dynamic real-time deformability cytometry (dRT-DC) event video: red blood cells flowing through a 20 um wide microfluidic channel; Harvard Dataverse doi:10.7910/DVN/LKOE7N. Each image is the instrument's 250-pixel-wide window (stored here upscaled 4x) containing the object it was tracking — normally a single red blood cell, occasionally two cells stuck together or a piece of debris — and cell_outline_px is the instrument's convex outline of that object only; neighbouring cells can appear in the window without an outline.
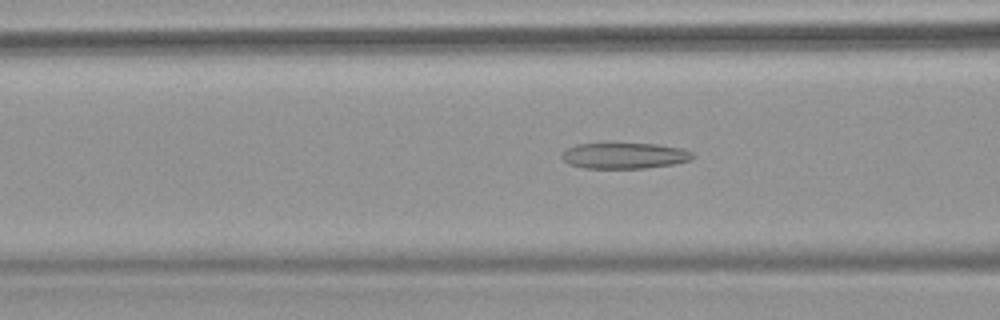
{"species": "common noctule bat (a hibernating species)", "species_latin": "Nyctalus noctula", "temperature_condition": "warm", "stored_images_in_passage": 64, "camera_frame_rate_fps": 3000, "um_per_image_px": 0.085, "animal": {"sex": "female", "body_mass_g": 18.4}, "frame": {"image": 1, "passage_image": 27, "time_ms": 8.667, "image_size_px": [1000, 320], "cell_outline_px": [[696, 156], [692, 160], [676, 164], [644, 168], [584, 168], [568, 164], [560, 156], [568, 148], [576, 144], [656, 144], [684, 148], [692, 152]], "centroid_in_image_um": [53.14, 13.24], "position_along_channel_um": 113.5, "area_um2": 19.83}}
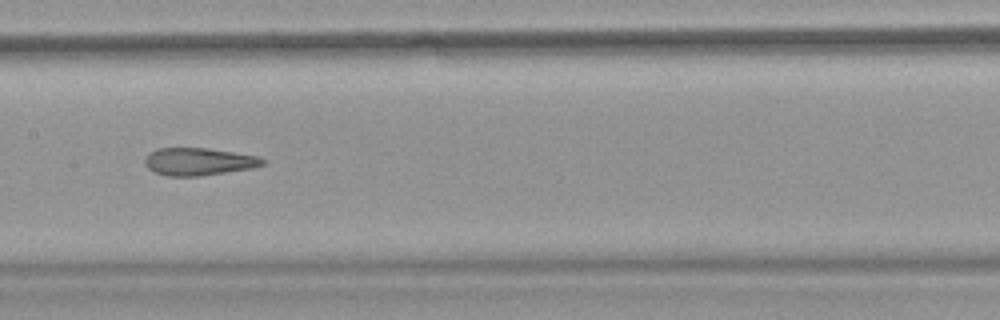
{"frame": {"image": 2, "passage_image": 34, "time_ms": 11.0, "image_size_px": [1000, 320], "cell_outline_px": [[264, 164], [252, 168], [200, 176], [168, 176], [156, 172], [148, 168], [144, 164], [144, 156], [148, 152], [156, 148], [208, 148], [260, 156], [264, 160]], "centroid_in_image_um": [16.85, 13.72], "position_along_channel_um": 190.5, "area_um2": 19.02}}
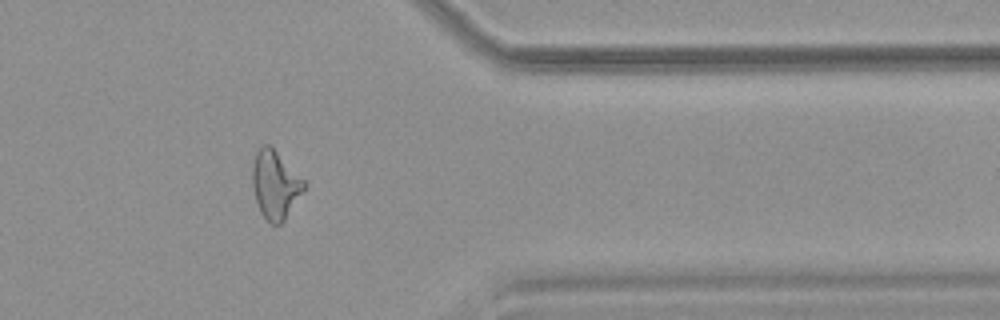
{"frame": {"image": 3, "passage_image": 53, "time_ms": 17.333, "image_size_px": [1000, 320], "cell_outline_px": [[308, 184], [284, 220], [280, 224], [272, 224], [260, 212], [252, 188], [252, 164], [256, 152], [264, 144], [268, 144]], "centroid_in_image_um": [23.38, 15.71], "position_along_channel_um": 388.0, "area_um2": 20.17}}